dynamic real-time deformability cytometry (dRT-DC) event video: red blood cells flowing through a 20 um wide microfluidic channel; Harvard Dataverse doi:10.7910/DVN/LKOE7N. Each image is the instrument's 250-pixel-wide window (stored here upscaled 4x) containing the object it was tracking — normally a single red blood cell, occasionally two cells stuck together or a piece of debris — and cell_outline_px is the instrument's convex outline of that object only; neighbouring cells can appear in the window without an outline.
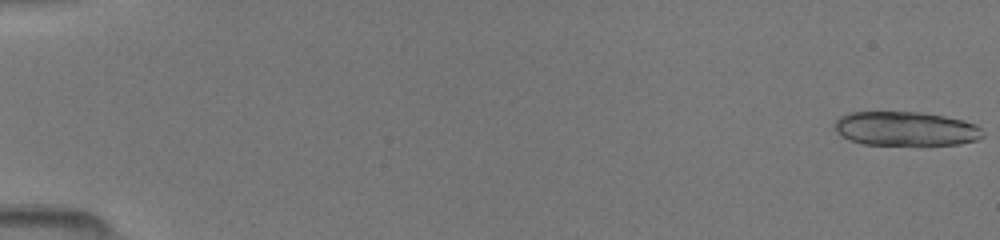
{"species": "common noctule bat (a hibernating species)", "species_latin": "Nyctalus noctula", "temperature_condition": "room temperature", "stored_images_in_passage": 29, "camera_frame_rate_fps": 3000, "um_per_image_px": 0.085, "animal": {"sex": "female", "body_mass_g": 19.5, "forearm_length_mm": 54.1}, "frame": {"image": 1, "passage_image": 1, "time_ms": 0.0, "image_size_px": [1000, 240], "cell_outline_px": [[984, 136], [976, 140], [960, 144], [864, 144], [848, 140], [840, 136], [836, 132], [836, 120], [840, 116], [848, 112], [920, 112], [944, 116], [964, 120], [976, 124], [984, 132]], "centroid_in_image_um": [76.98, 10.93], "position_along_channel_um": 8.0, "area_um2": 29.48}}
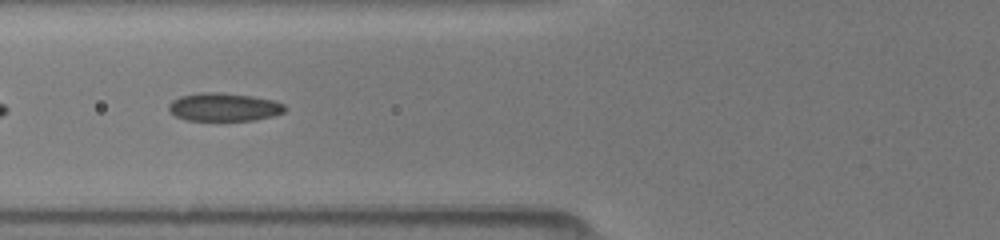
{"frame": {"image": 2, "passage_image": 28, "time_ms": 6.667, "image_size_px": [1000, 240], "cell_outline_px": [[288, 108], [284, 112], [272, 116], [256, 120], [188, 120], [176, 116], [168, 108], [168, 104], [172, 100], [180, 96], [200, 92], [220, 92], [252, 96], [276, 100], [284, 104]], "centroid_in_image_um": [19.07, 9.09], "position_along_channel_um": 106.7, "area_um2": 19.19}}